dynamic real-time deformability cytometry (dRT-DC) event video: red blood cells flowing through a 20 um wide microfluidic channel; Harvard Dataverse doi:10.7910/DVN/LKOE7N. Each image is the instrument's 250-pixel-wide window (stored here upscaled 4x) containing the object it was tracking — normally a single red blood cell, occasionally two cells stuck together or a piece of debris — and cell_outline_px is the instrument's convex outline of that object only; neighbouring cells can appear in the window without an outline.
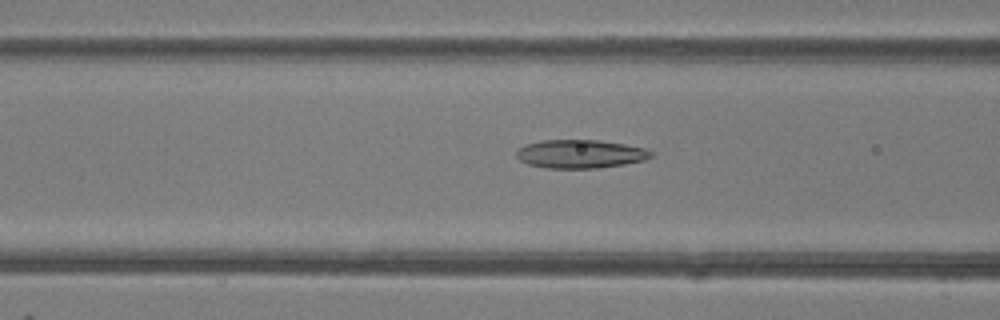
{"species": "common noctule bat (a hibernating species)", "species_latin": "Nyctalus noctula", "temperature_condition": "room temperature", "stored_images_in_passage": 50, "camera_frame_rate_fps": 3000, "um_per_image_px": 0.085, "animal": {"sex": "female"}, "frame": {"image": 1, "passage_image": 20, "time_ms": 6.333, "image_size_px": [1000, 320], "cell_outline_px": [[652, 156], [644, 160], [624, 164], [600, 168], [544, 168], [528, 164], [520, 160], [516, 156], [516, 152], [520, 148], [528, 144], [540, 140], [600, 140], [624, 144], [644, 148], [652, 152]], "centroid_in_image_um": [49.32, 13.09], "position_along_channel_um": 117.3, "area_um2": 22.25}}
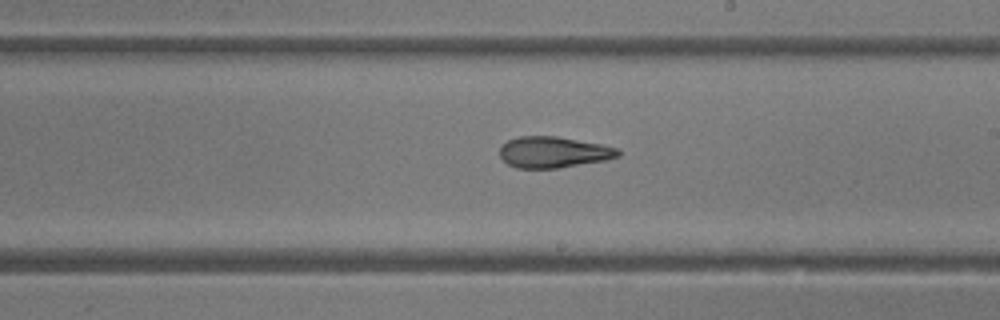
{"frame": {"image": 2, "passage_image": 29, "time_ms": 9.333, "image_size_px": [1000, 320], "cell_outline_px": [[620, 156], [604, 160], [556, 168], [516, 168], [508, 164], [500, 156], [500, 148], [508, 140], [520, 136], [556, 136], [600, 144], [616, 148], [620, 152]], "centroid_in_image_um": [47.02, 12.93], "position_along_channel_um": 242.0, "area_um2": 21.15}}
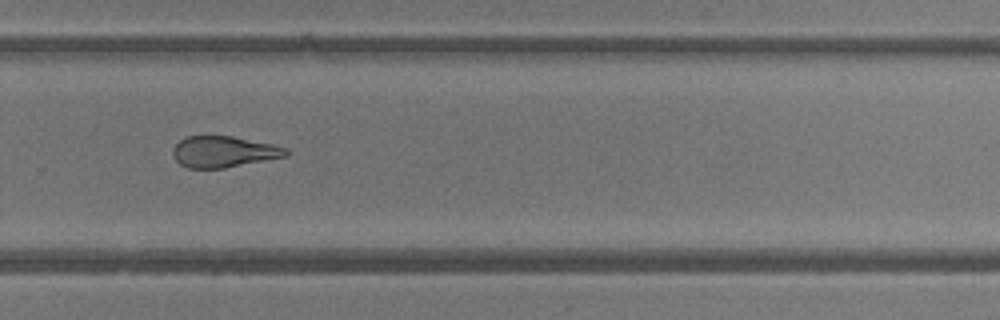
{"frame": {"image": 3, "passage_image": 34, "time_ms": 11.0, "image_size_px": [1000, 320], "cell_outline_px": [[288, 156], [224, 168], [188, 168], [180, 164], [176, 160], [172, 152], [172, 148], [180, 140], [188, 136], [232, 136], [272, 144], [288, 148]], "centroid_in_image_um": [19.02, 12.9], "position_along_channel_um": 310.8, "area_um2": 20.52}, "authors_computed_cell_mechanics": {"area_um2": 23.2356, "velocity_mm_per_s": 4.1568, "shape_relaxation_time_tau1_ms": 7.4073, "shape_relaxation_time_tau2_ms": 3.856, "deformation_change_tau1": 0.1751, "deformation_change_tau2": 0.1489}}